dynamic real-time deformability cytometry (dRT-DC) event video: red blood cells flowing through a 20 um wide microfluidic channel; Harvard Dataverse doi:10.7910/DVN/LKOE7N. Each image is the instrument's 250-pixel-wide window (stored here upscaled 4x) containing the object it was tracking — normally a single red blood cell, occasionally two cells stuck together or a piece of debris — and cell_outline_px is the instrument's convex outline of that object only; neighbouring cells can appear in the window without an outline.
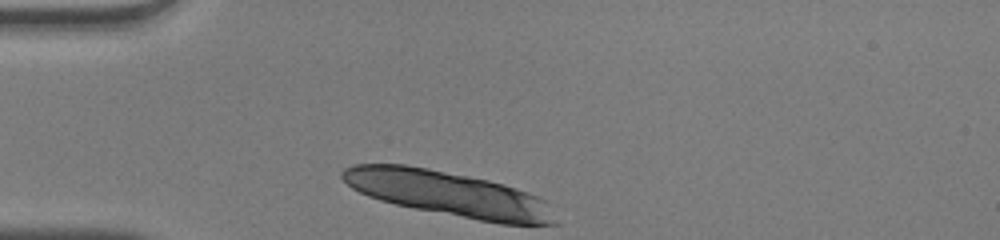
{"species": "human", "species_latin": "Homo sapiens", "temperature_condition": "warm", "stored_images_in_passage": 29, "segment_of_instrument_passage": [1, 2], "camera_frame_rate_fps": 3000, "um_per_image_px": 0.085, "donor": {"sex": "male"}, "frame": {"image": 1, "passage_image": 1, "time_ms": 0.0, "image_size_px": [1000, 240], "cell_outline_px": [[560, 224], [500, 224], [416, 208], [396, 204], [380, 200], [368, 196], [352, 188], [340, 176], [340, 172], [344, 168], [352, 164], [404, 164], [428, 168], [488, 180], [504, 184], [528, 192], [544, 200]], "centroid_in_image_um": [38.11, 16.46], "position_along_channel_um": 46.9, "area_um2": 55.31}}